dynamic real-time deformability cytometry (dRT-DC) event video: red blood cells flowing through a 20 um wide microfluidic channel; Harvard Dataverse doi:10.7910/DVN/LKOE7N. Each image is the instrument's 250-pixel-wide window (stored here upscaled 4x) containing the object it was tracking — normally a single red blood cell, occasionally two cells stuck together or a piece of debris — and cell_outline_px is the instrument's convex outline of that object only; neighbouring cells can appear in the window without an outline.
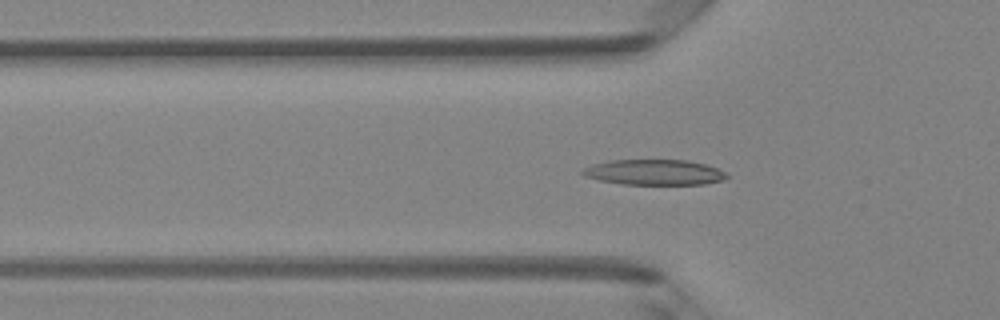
{"species": "Egyptian fruit bat (a non-hibernating species)", "species_latin": "Rousettus aegyptiacus", "temperature_condition": "room temperature", "stored_images_in_passage": 52, "camera_frame_rate_fps": 3000, "um_per_image_px": 0.085, "animal": {"sex": "female"}, "frame": {"image": 1, "passage_image": 17, "time_ms": 5.333, "image_size_px": [1000, 320], "cell_outline_px": [[728, 176], [724, 180], [704, 184], [620, 184], [600, 180], [584, 176], [580, 172], [584, 168], [592, 164], [608, 160], [688, 160], [708, 164], [724, 172]], "centroid_in_image_um": [55.6, 14.64], "position_along_channel_um": 70.2, "area_um2": 21.44}}
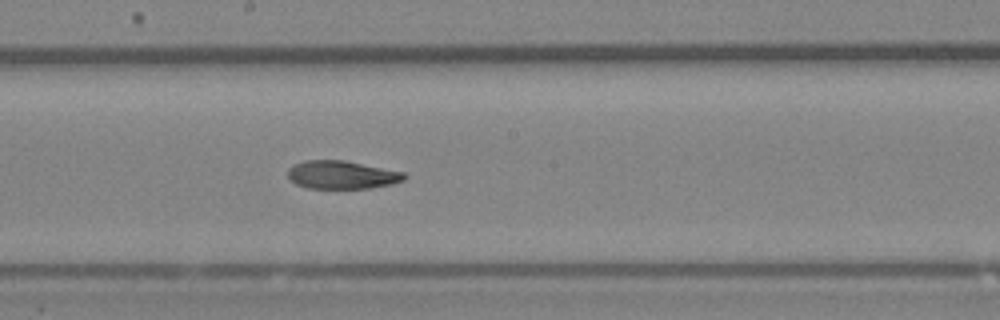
{"frame": {"image": 2, "passage_image": 28, "time_ms": 9.0, "image_size_px": [1000, 320], "cell_outline_px": [[408, 176], [404, 180], [392, 184], [372, 188], [308, 188], [296, 184], [288, 176], [288, 168], [292, 164], [304, 160], [344, 160], [404, 172]], "centroid_in_image_um": [29.06, 14.85], "position_along_channel_um": 219.1, "area_um2": 19.19}}
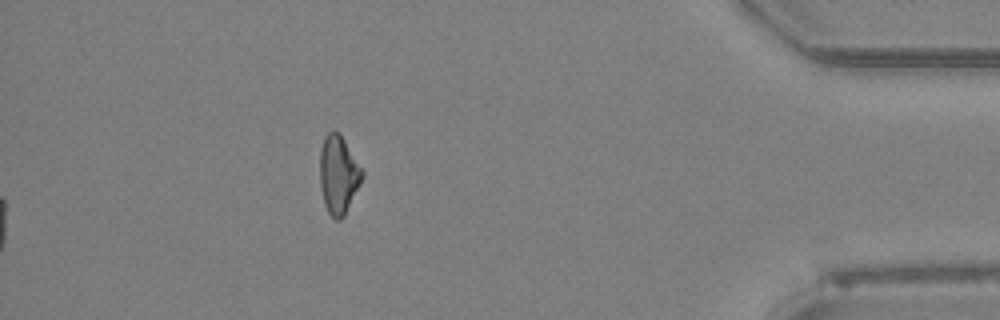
{"frame": {"image": 3, "passage_image": 52, "time_ms": 17.0, "image_size_px": [1000, 320], "cell_outline_px": [[364, 176], [344, 216], [340, 220], [336, 220], [328, 212], [324, 204], [320, 184], [320, 148], [324, 136], [332, 128], [340, 132], [364, 172]], "centroid_in_image_um": [28.76, 14.8], "position_along_channel_um": 406.4, "area_um2": 19.48}, "authors_computed_cell_mechanics": {"area_um2": 20.0277, "velocity_mm_per_s": 4.0688, "shape_relaxation_time_tau1_ms": null, "shape_relaxation_time_tau2_ms": 3.9129, "deformation_change_tau1": null, "deformation_change_tau2": 0.1126}}